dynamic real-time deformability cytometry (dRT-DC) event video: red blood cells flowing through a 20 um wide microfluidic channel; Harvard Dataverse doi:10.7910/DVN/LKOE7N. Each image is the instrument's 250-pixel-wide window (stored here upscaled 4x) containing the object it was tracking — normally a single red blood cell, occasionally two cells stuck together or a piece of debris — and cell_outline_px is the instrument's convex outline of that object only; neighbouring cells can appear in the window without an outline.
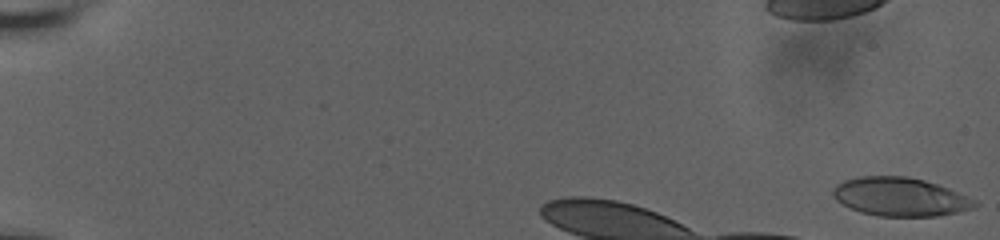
{"species": "human", "species_latin": "Homo sapiens", "temperature_condition": "room temperature", "stored_images_in_passage": 14, "camera_frame_rate_fps": 3000, "um_per_image_px": 0.085, "donor": {"sex": "male"}, "frame": {"image": 1, "passage_image": 1, "time_ms": 0.0, "image_size_px": [1000, 240], "cell_outline_px": [[980, 204], [972, 208], [956, 212], [936, 216], [880, 216], [860, 212], [836, 200], [832, 196], [832, 192], [836, 184], [844, 180], [856, 176], [908, 176], [924, 180], [948, 188], [976, 200]], "centroid_in_image_um": [76.49, 16.72], "position_along_channel_um": 8.5, "area_um2": 31.79}}